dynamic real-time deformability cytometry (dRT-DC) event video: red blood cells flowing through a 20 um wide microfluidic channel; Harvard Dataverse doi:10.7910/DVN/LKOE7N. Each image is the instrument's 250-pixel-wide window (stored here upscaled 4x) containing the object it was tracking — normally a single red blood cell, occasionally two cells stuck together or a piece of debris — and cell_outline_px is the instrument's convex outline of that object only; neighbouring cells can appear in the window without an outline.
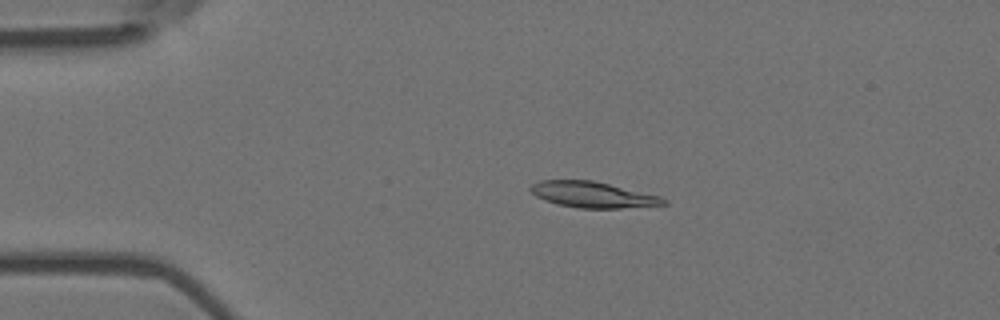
{"species": "Egyptian fruit bat (a non-hibernating species)", "species_latin": "Rousettus aegyptiacus", "temperature_condition": "room temperature", "stored_images_in_passage": 6, "segment_of_instrument_passage": [1, 2], "camera_frame_rate_fps": 3000, "um_per_image_px": 0.085, "animal": {"sex": "female"}, "frame": {"image": 1, "passage_image": 4, "time_ms": 1.0, "image_size_px": [1000, 320], "cell_outline_px": [[668, 204], [620, 208], [580, 208], [556, 204], [544, 200], [536, 196], [528, 188], [532, 184], [540, 180], [592, 180], [660, 196], [668, 200]], "centroid_in_image_um": [50.36, 16.55], "position_along_channel_um": 34.6, "area_um2": 20.0}}